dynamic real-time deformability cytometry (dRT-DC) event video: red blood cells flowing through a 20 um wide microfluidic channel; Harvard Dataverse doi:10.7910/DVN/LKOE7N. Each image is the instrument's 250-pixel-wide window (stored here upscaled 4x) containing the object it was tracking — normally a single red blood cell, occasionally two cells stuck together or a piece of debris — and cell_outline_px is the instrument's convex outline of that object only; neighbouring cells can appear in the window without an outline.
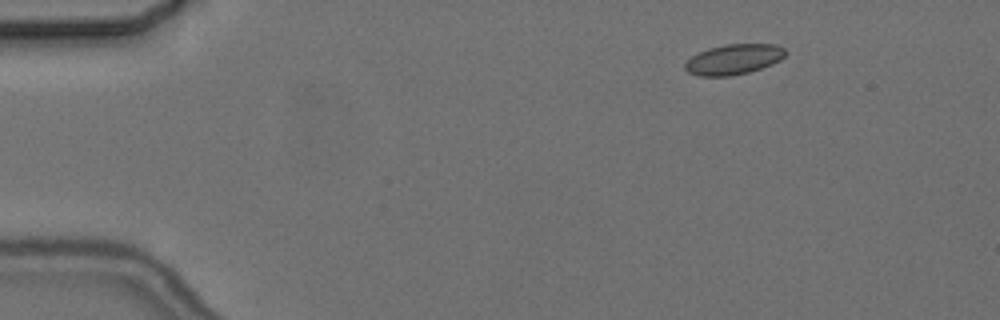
{"species": "common noctule bat (a hibernating species)", "species_latin": "Nyctalus noctula", "temperature_condition": "cold", "stored_images_in_passage": 5, "camera_frame_rate_fps": 3000, "um_per_image_px": 0.085, "animal": {"sex": "female", "body_mass_g": 24.6, "forearm_length_mm": 56.2}, "frame": {"image": 1, "passage_image": 3, "time_ms": 2.333, "image_size_px": [1000, 320], "cell_outline_px": [[788, 52], [780, 60], [772, 64], [748, 72], [732, 76], [700, 76], [688, 72], [684, 68], [684, 64], [692, 56], [708, 48], [724, 44], [776, 44], [784, 48]], "centroid_in_image_um": [62.37, 5.04], "position_along_channel_um": 22.6, "area_um2": 17.74}}